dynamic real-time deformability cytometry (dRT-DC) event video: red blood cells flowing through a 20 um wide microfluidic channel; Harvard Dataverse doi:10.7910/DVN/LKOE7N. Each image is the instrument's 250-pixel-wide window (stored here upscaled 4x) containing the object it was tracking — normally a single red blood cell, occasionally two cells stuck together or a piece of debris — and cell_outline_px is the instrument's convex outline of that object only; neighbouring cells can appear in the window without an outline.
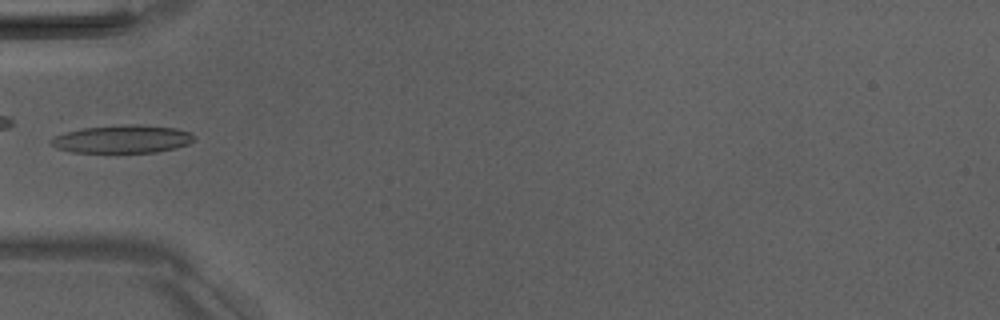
{"species": "Egyptian fruit bat (a non-hibernating species)", "species_latin": "Rousettus aegyptiacus", "temperature_condition": "room temperature", "stored_images_in_passage": 6, "camera_frame_rate_fps": 3000, "um_per_image_px": 0.085, "animal": {"sex": "male"}, "frame": {"image": 1, "passage_image": 5, "time_ms": 5.667, "image_size_px": [1000, 320], "cell_outline_px": [[196, 140], [188, 144], [176, 148], [156, 152], [72, 152], [56, 148], [52, 144], [52, 140], [56, 136], [64, 132], [84, 128], [128, 124], [140, 124], [176, 128], [188, 132], [196, 136]], "centroid_in_image_um": [10.46, 11.82], "position_along_channel_um": 74.5, "area_um2": 23.24}}